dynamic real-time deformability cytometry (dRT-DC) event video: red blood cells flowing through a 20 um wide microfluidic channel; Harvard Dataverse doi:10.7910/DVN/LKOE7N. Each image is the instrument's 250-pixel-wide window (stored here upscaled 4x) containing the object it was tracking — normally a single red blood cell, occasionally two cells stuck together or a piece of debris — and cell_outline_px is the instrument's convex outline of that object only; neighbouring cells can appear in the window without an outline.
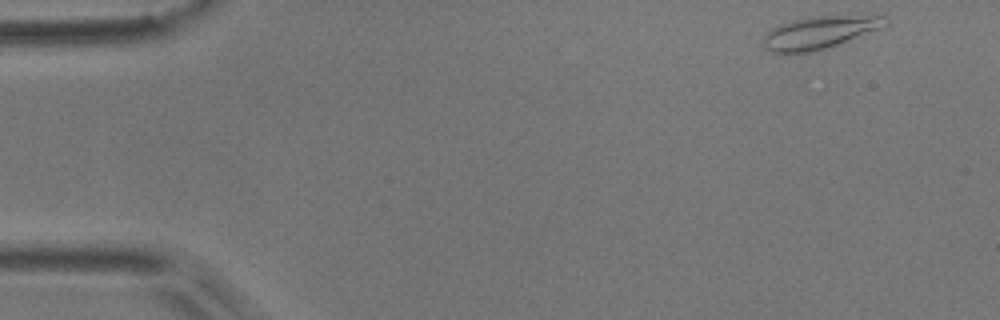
{"species": "common noctule bat (a hibernating species)", "species_latin": "Nyctalus noctula", "temperature_condition": "room temperature", "stored_images_in_passage": 4, "camera_frame_rate_fps": 3000, "um_per_image_px": 0.085, "animal": {"sex": "male", "body_mass_g": 17.9}, "frame": {"image": 1, "passage_image": 1, "time_ms": 0.0, "image_size_px": [1000, 320], "cell_outline_px": [[888, 24], [880, 28], [816, 52], [784, 56], [780, 56], [772, 52], [764, 44], [764, 36], [772, 28], [780, 24], [792, 20], [812, 16], [888, 16]], "centroid_in_image_um": [69.6, 2.8], "position_along_channel_um": 15.4, "area_um2": 23.35}}